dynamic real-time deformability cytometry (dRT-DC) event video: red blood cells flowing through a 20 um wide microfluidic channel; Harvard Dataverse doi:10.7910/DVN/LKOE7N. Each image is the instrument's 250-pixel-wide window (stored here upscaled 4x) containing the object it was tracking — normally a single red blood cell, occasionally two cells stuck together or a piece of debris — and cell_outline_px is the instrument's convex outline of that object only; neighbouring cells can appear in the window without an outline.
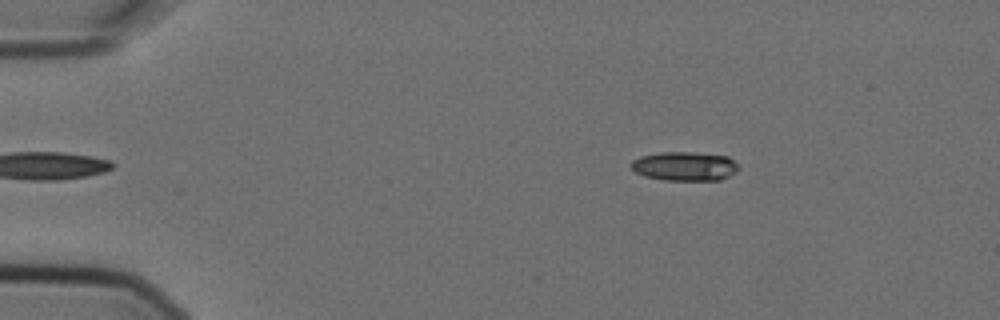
{"species": "Egyptian fruit bat (a non-hibernating species)", "species_latin": "Rousettus aegyptiacus", "temperature_condition": "cold", "stored_images_in_passage": 3, "camera_frame_rate_fps": 3000, "um_per_image_px": 0.085, "animal": {"sex": "female"}, "frame": {"image": 1, "passage_image": 1, "time_ms": 0.0, "image_size_px": [1000, 320], "cell_outline_px": [[740, 168], [736, 172], [720, 180], [664, 180], [644, 176], [636, 172], [628, 164], [632, 160], [640, 156], [660, 152], [692, 152], [728, 156], [740, 164]], "centroid_in_image_um": [58.21, 14.12], "position_along_channel_um": 26.8, "area_um2": 18.44}}